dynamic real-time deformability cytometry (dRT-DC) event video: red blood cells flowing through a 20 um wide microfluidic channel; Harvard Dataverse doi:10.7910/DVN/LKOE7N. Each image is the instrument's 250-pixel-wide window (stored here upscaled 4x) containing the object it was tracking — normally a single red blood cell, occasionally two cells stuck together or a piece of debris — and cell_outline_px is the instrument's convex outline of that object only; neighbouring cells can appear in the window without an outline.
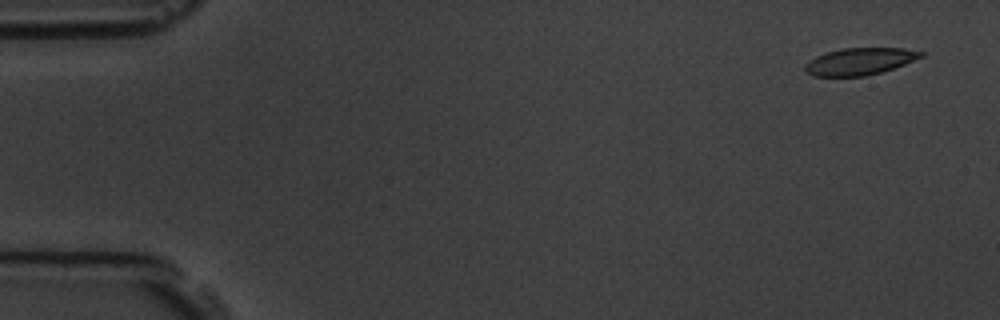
{"species": "common noctule bat (a hibernating species)", "species_latin": "Nyctalus noctula", "temperature_condition": "room temperature", "stored_images_in_passage": 5, "camera_frame_rate_fps": 3000, "um_per_image_px": 0.085, "animal": {"sex": "male", "body_mass_g": 19.5, "forearm_length_mm": 54.6}, "frame": {"image": 1, "passage_image": 1, "time_ms": 0.0, "image_size_px": [1000, 320], "cell_outline_px": [[924, 56], [904, 64], [880, 72], [864, 76], [812, 76], [804, 68], [804, 64], [816, 56], [828, 52], [844, 48], [904, 48], [924, 52]], "centroid_in_image_um": [73.07, 5.21], "position_along_channel_um": 11.9, "area_um2": 18.03}}
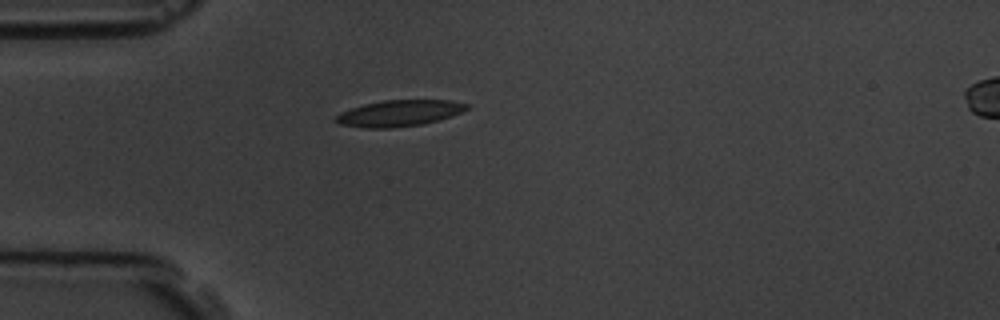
{"frame": {"image": 2, "passage_image": 5, "time_ms": 4.333, "image_size_px": [1000, 320], "cell_outline_px": [[468, 108], [452, 116], [424, 124], [392, 128], [360, 128], [340, 124], [332, 120], [340, 112], [364, 104], [384, 100], [452, 100], [468, 104]], "centroid_in_image_um": [33.9, 9.63], "position_along_channel_um": 51.1, "area_um2": 20.11}}